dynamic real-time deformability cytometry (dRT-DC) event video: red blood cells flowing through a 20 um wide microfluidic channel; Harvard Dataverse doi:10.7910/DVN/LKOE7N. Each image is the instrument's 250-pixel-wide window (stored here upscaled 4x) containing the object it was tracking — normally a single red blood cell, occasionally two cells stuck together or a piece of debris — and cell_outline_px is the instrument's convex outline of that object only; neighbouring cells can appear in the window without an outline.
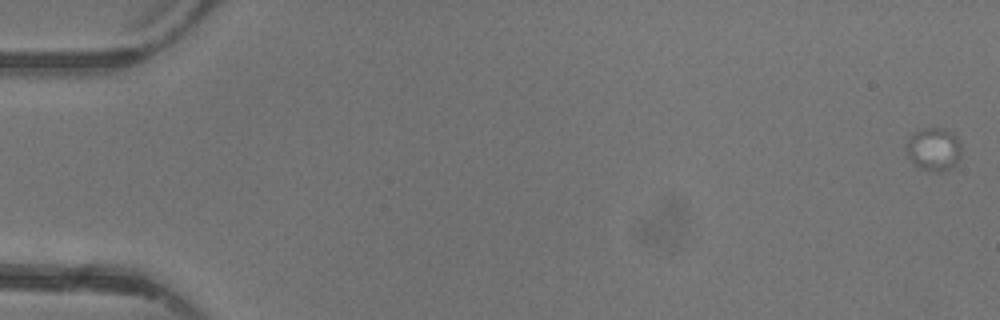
{"species": "common noctule bat (a hibernating species)", "species_latin": "Nyctalus noctula", "temperature_condition": "warm", "stored_images_in_passage": 7, "camera_frame_rate_fps": 3000, "um_per_image_px": 0.085, "animal": {"sex": "female"}, "frame": {"image": 1, "passage_image": 1, "time_ms": 0.0, "image_size_px": [1000, 320], "cell_outline_px": [[960, 156], [956, 164], [940, 172], [932, 172], [920, 168], [908, 156], [908, 140], [916, 132], [924, 128], [944, 128], [956, 136], [960, 144]], "centroid_in_image_um": [79.4, 12.69], "position_along_channel_um": 5.6, "area_um2": 13.41}}
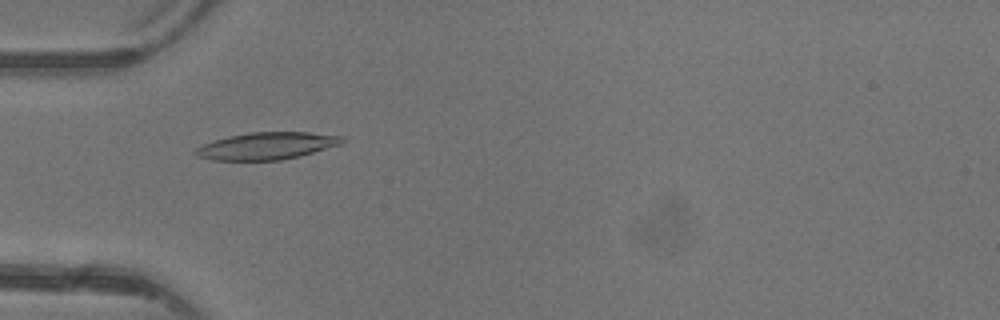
{"frame": {"image": 2, "passage_image": 6, "time_ms": 7.0, "image_size_px": [1000, 320], "cell_outline_px": [[344, 140], [340, 144], [300, 156], [280, 160], [212, 160], [196, 156], [192, 152], [196, 148], [204, 144], [228, 136], [248, 132], [308, 132], [344, 136]], "centroid_in_image_um": [22.65, 12.4], "position_along_channel_um": 62.3, "area_um2": 23.12}}
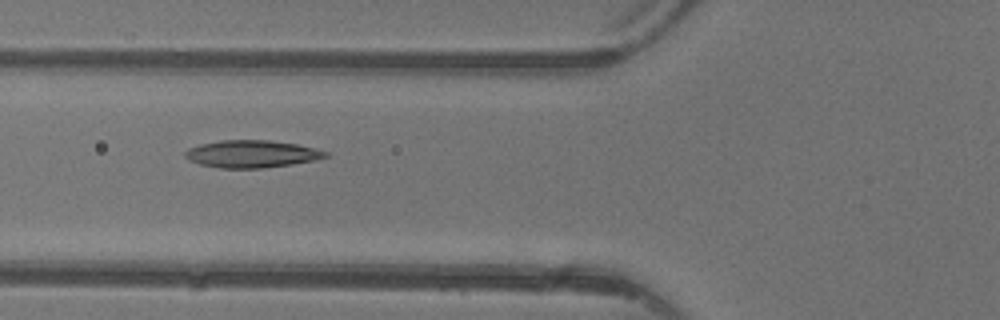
{"frame": {"image": 3, "passage_image": 7, "time_ms": 8.0, "image_size_px": [1000, 320], "cell_outline_px": [[328, 156], [316, 160], [292, 164], [264, 168], [220, 168], [200, 164], [188, 160], [184, 156], [184, 152], [188, 148], [200, 144], [220, 140], [268, 140], [296, 144], [328, 152]], "centroid_in_image_um": [21.36, 13.09], "position_along_channel_um": 104.4, "area_um2": 22.37}}